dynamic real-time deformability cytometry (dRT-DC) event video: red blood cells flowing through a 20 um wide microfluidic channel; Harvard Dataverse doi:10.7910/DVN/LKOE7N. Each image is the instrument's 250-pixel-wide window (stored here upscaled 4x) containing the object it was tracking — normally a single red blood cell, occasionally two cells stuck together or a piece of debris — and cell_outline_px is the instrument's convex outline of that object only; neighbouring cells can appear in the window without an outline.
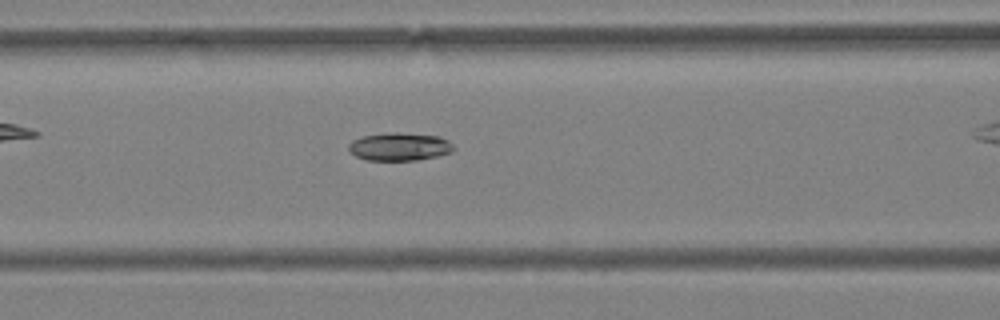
{"species": "Egyptian fruit bat (a non-hibernating species)", "species_latin": "Rousettus aegyptiacus", "temperature_condition": "warm", "stored_images_in_passage": 25, "camera_frame_rate_fps": 3000, "um_per_image_px": 0.085, "animal": {"sex": "female"}, "frame": {"image": 1, "passage_image": 3, "time_ms": 0.667, "image_size_px": [1000, 320], "cell_outline_px": [[456, 148], [452, 152], [440, 156], [416, 160], [368, 160], [356, 156], [348, 148], [348, 144], [352, 140], [364, 136], [392, 132], [396, 132], [440, 136], [448, 140]], "centroid_in_image_um": [34.01, 12.47], "position_along_channel_um": 132.6, "area_um2": 17.17}}
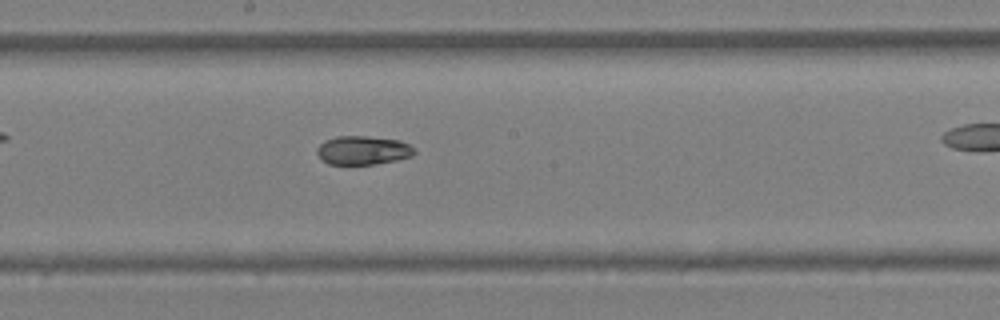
{"frame": {"image": 2, "passage_image": 10, "time_ms": 3.0, "image_size_px": [1000, 320], "cell_outline_px": [[416, 152], [412, 156], [396, 160], [376, 164], [328, 164], [316, 152], [316, 148], [324, 140], [336, 136], [364, 136], [400, 140], [416, 148]], "centroid_in_image_um": [30.87, 12.77], "position_along_channel_um": 217.3, "area_um2": 16.36}}
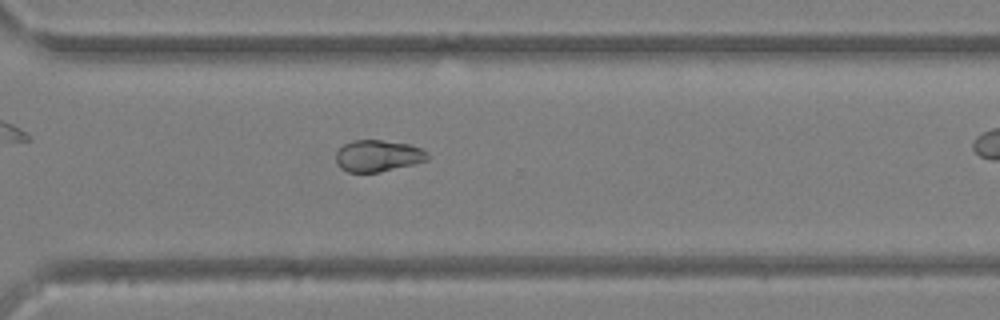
{"frame": {"image": 3, "passage_image": 20, "time_ms": 6.333, "image_size_px": [1000, 320], "cell_outline_px": [[428, 160], [380, 172], [348, 172], [340, 168], [336, 160], [336, 152], [344, 144], [352, 140], [380, 140], [408, 144], [420, 148], [428, 152]], "centroid_in_image_um": [32.1, 13.24], "position_along_channel_um": 338.5, "area_um2": 16.76}}